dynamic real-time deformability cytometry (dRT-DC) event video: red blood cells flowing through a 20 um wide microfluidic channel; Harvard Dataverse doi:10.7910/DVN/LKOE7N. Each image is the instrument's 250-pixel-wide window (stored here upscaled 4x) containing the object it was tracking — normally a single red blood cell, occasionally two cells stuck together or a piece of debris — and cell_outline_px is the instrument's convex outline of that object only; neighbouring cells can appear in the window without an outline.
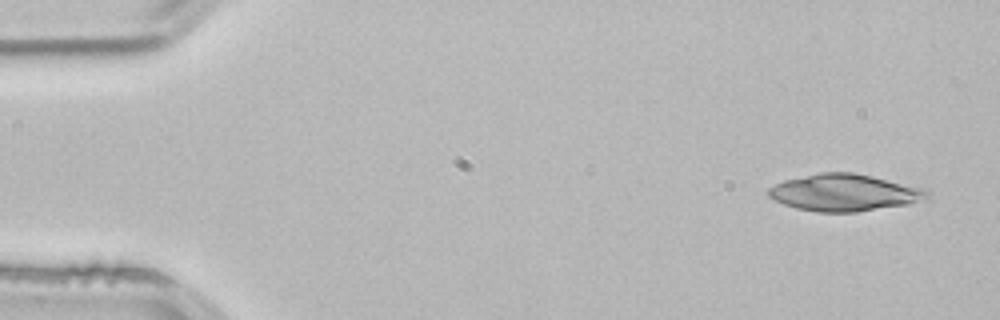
{"species": "common noctule bat (a hibernating species)", "species_latin": "Nyctalus noctula", "temperature_condition": "room temperature", "stored_images_in_passage": 4, "camera_frame_rate_fps": 3000, "um_per_image_px": 0.085, "animal": {"sex": "male", "body_mass_g": 21.5, "forearm_length_mm": 52.0}, "frame": {"image": 1, "passage_image": 1, "time_ms": 0.0, "image_size_px": [1000, 320], "cell_outline_px": [[928, 196], [908, 204], [856, 212], [816, 212], [796, 208], [784, 204], [768, 196], [768, 188], [784, 180], [820, 172], [852, 172], [872, 176], [920, 188], [928, 192]], "centroid_in_image_um": [71.69, 16.37], "position_along_channel_um": 13.3, "area_um2": 33.58}}